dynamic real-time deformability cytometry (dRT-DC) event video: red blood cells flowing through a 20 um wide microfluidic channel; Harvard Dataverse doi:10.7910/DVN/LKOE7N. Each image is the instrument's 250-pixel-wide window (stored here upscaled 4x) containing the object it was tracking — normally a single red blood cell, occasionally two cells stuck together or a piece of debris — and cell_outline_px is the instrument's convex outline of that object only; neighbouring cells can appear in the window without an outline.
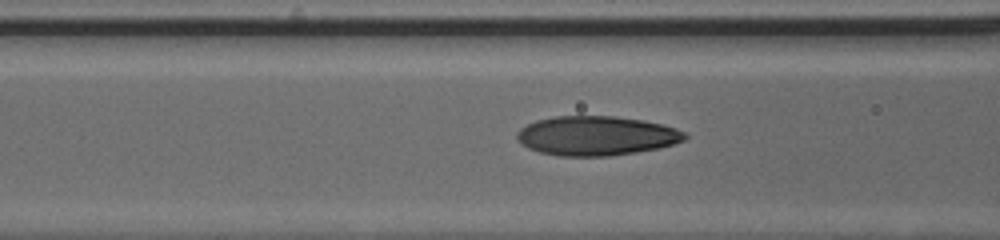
{"species": "human", "species_latin": "Homo sapiens", "temperature_condition": "cold", "stored_images_in_passage": 9, "camera_frame_rate_fps": 3000, "um_per_image_px": 0.085, "donor": {"sex": "male"}, "frame": {"image": 1, "passage_image": 7, "time_ms": 2.0, "image_size_px": [1000, 240], "cell_outline_px": [[688, 136], [684, 140], [672, 144], [656, 148], [636, 152], [612, 156], [560, 156], [540, 152], [528, 148], [516, 136], [516, 132], [520, 128], [536, 120], [552, 116], [612, 116], [644, 120], [664, 124], [676, 128], [684, 132]], "centroid_in_image_um": [50.69, 11.53], "position_along_channel_um": 115.9, "area_um2": 38.49}}